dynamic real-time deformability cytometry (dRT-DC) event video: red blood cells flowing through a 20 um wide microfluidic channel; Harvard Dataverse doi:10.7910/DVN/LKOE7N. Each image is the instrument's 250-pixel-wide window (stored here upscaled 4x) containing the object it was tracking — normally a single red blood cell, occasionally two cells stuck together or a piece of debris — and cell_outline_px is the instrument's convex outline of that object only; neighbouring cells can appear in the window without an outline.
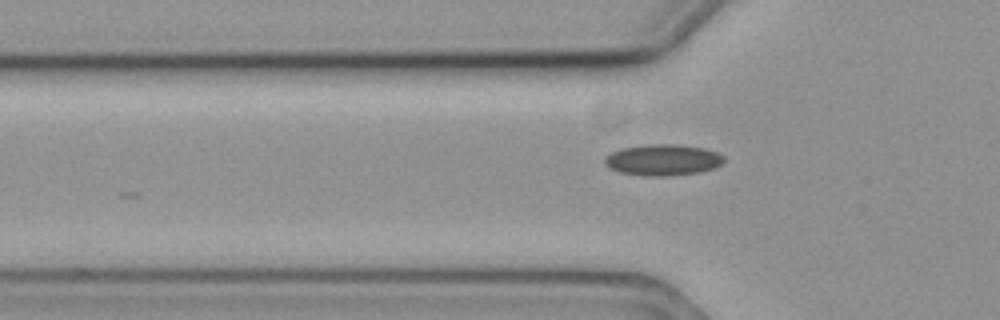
{"species": "common noctule bat (a hibernating species)", "species_latin": "Nyctalus noctula", "temperature_condition": "cold", "stored_images_in_passage": 24, "camera_frame_rate_fps": 3000, "um_per_image_px": 0.085, "animal": {"sex": "female", "body_mass_g": 19.3, "forearm_length_mm": 54.1}, "frame": {"image": 1, "passage_image": 5, "time_ms": 1.333, "image_size_px": [1000, 320], "cell_outline_px": [[724, 160], [720, 164], [712, 168], [700, 172], [664, 176], [644, 176], [620, 172], [608, 168], [604, 164], [604, 156], [620, 148], [648, 144], [676, 144], [704, 148], [716, 152], [724, 156]], "centroid_in_image_um": [56.29, 13.59], "position_along_channel_um": 69.5, "area_um2": 21.73}}
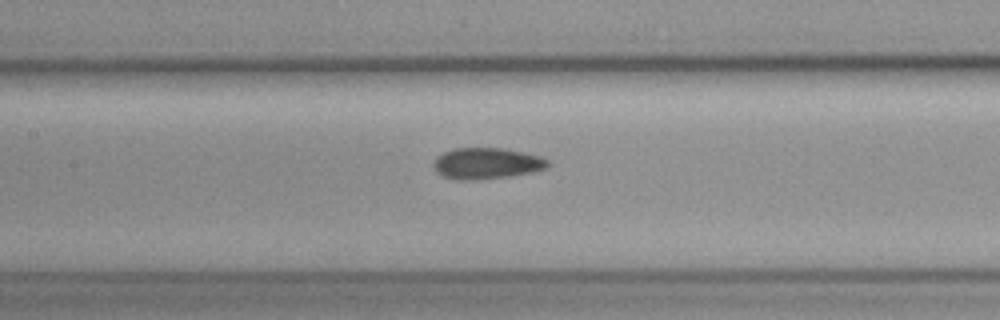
{"frame": {"image": 2, "passage_image": 13, "time_ms": 4.0, "image_size_px": [1000, 320], "cell_outline_px": [[548, 168], [532, 172], [508, 176], [476, 180], [456, 180], [444, 176], [436, 172], [432, 164], [436, 156], [452, 148], [504, 148], [524, 152], [540, 156], [548, 160]], "centroid_in_image_um": [41.34, 13.88], "position_along_channel_um": 166.1, "area_um2": 20.92}}
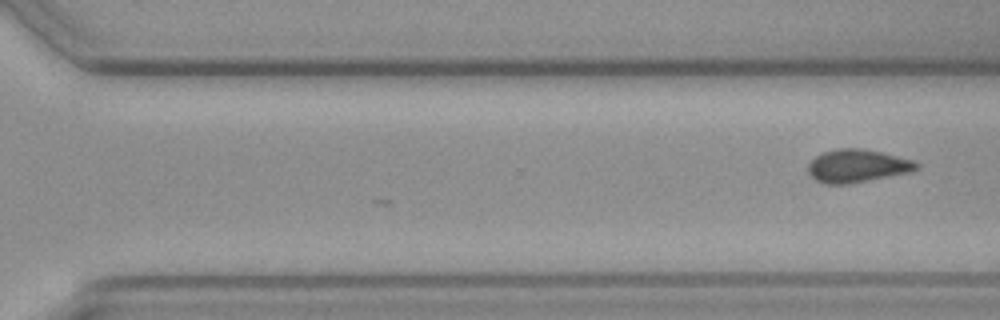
{"frame": {"image": 3, "passage_image": 24, "time_ms": 7.667, "image_size_px": [1000, 320], "cell_outline_px": [[920, 168], [912, 172], [852, 184], [824, 184], [816, 180], [808, 172], [808, 164], [816, 156], [824, 152], [836, 148], [860, 148], [880, 152], [912, 160], [920, 164]], "centroid_in_image_um": [72.89, 14.12], "position_along_channel_um": 297.7, "area_um2": 20.98}}